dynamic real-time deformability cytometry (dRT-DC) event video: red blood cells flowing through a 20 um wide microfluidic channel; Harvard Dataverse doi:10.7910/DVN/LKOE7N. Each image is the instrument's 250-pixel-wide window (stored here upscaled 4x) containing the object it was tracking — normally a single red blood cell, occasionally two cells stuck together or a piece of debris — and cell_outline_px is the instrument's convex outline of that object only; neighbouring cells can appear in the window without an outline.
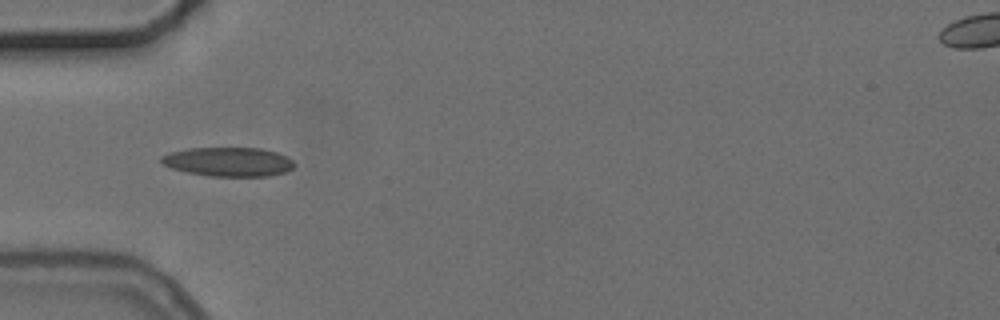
{"species": "common noctule bat (a hibernating species)", "species_latin": "Nyctalus noctula", "temperature_condition": "cold", "stored_images_in_passage": 7, "camera_frame_rate_fps": 3000, "um_per_image_px": 0.085, "animal": {"sex": "female", "body_mass_g": 24.6, "forearm_length_mm": 56.2}, "frame": {"image": 1, "passage_image": 6, "time_ms": 5.667, "image_size_px": [1000, 320], "cell_outline_px": [[296, 164], [292, 168], [284, 172], [268, 176], [208, 176], [188, 172], [172, 168], [164, 164], [160, 160], [160, 156], [172, 152], [188, 148], [260, 148], [276, 152], [288, 156]], "centroid_in_image_um": [19.44, 13.75], "position_along_channel_um": 65.6, "area_um2": 22.48}}
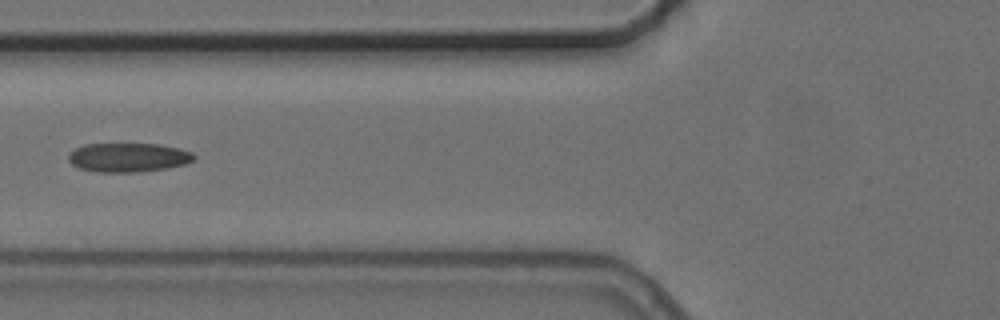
{"frame": {"image": 2, "passage_image": 7, "time_ms": 7.0, "image_size_px": [1000, 320], "cell_outline_px": [[196, 160], [184, 164], [168, 168], [136, 172], [96, 172], [80, 168], [72, 164], [68, 160], [68, 156], [76, 148], [84, 144], [160, 144], [180, 148], [192, 152], [196, 156]], "centroid_in_image_um": [10.94, 13.38], "position_along_channel_um": 114.9, "area_um2": 21.33}}